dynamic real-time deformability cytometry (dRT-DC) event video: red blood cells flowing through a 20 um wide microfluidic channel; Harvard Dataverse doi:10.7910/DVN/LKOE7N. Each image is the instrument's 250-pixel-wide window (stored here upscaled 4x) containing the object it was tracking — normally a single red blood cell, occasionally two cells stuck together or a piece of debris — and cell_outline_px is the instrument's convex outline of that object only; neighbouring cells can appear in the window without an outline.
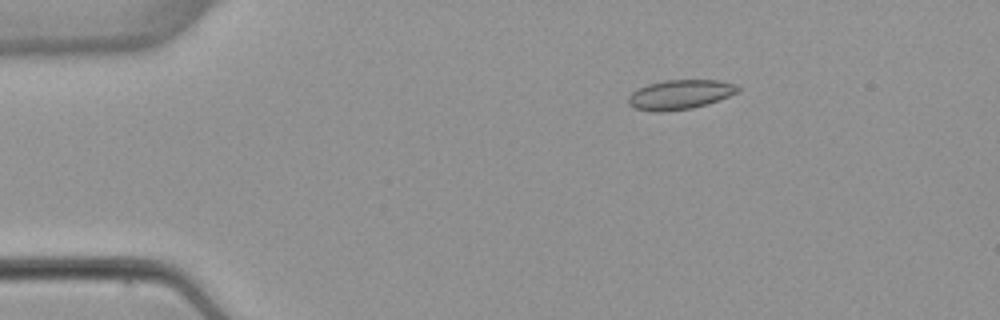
{"species": "common noctule bat (a hibernating species)", "species_latin": "Nyctalus noctula", "temperature_condition": "warm", "stored_images_in_passage": 5, "camera_frame_rate_fps": 3000, "um_per_image_px": 0.085, "animal": {"sex": "female", "body_mass_g": 22.7, "forearm_length_mm": 54.2}, "frame": {"image": 1, "passage_image": 3, "time_ms": 2.333, "image_size_px": [1000, 320], "cell_outline_px": [[740, 92], [708, 104], [692, 108], [660, 112], [656, 112], [636, 108], [628, 104], [628, 96], [632, 92], [648, 84], [664, 80], [720, 80], [736, 84], [740, 88]], "centroid_in_image_um": [57.84, 8.03], "position_along_channel_um": 27.2, "area_um2": 18.9}}
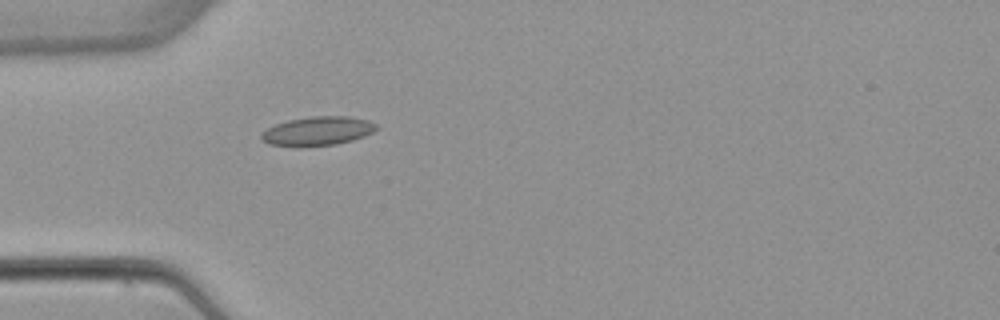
{"frame": {"image": 2, "passage_image": 5, "time_ms": 4.667, "image_size_px": [1000, 320], "cell_outline_px": [[380, 128], [364, 136], [352, 140], [336, 144], [296, 148], [292, 148], [268, 144], [260, 140], [260, 132], [276, 124], [288, 120], [312, 116], [348, 116], [368, 120], [376, 124]], "centroid_in_image_um": [26.94, 11.16], "position_along_channel_um": 58.1, "area_um2": 19.88}}